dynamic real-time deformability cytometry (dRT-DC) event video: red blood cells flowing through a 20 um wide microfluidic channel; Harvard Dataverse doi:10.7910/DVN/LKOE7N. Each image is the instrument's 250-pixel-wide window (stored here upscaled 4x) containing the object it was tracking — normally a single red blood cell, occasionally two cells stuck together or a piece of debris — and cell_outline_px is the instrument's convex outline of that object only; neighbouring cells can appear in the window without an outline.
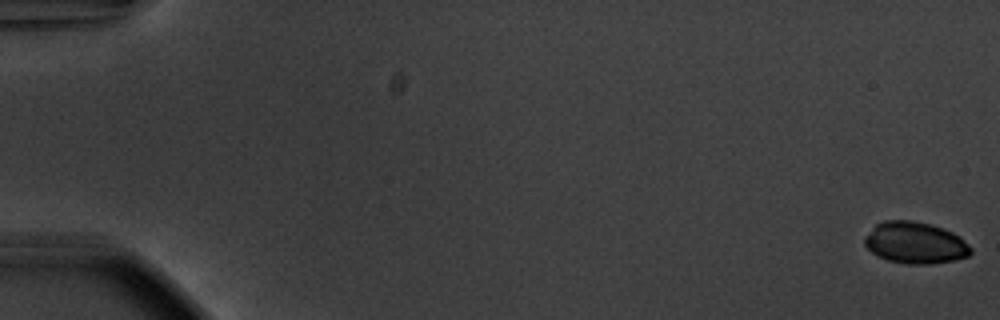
{"species": "common noctule bat (a hibernating species)", "species_latin": "Nyctalus noctula", "temperature_condition": "warm", "stored_images_in_passage": 12, "camera_frame_rate_fps": 3000, "um_per_image_px": 0.085, "animal": {"sex": "male", "body_mass_g": 20.1, "forearm_length_mm": 53.5}, "frame": {"image": 1, "passage_image": 1, "time_ms": 0.0, "image_size_px": [1000, 320], "cell_outline_px": [[972, 252], [968, 256], [956, 260], [932, 264], [904, 264], [888, 260], [872, 252], [864, 244], [864, 236], [876, 224], [884, 220], [912, 220], [932, 224], [944, 228], [960, 236], [972, 248]], "centroid_in_image_um": [77.81, 20.63], "position_along_channel_um": 7.2, "area_um2": 26.01}}